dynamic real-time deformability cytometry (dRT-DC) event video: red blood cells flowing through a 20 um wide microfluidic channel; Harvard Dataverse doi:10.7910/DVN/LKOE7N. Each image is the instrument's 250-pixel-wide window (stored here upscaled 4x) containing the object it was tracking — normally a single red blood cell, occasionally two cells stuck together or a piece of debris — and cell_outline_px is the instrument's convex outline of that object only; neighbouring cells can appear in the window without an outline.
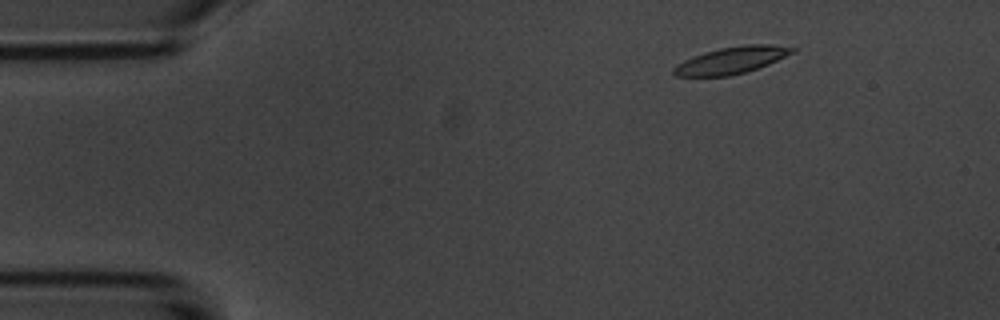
{"species": "common noctule bat (a hibernating species)", "species_latin": "Nyctalus noctula", "temperature_condition": "room temperature", "stored_images_in_passage": 4, "camera_frame_rate_fps": 3000, "um_per_image_px": 0.085, "animal": {"sex": "male", "body_mass_g": 20.1, "forearm_length_mm": 53.5}, "frame": {"image": 1, "passage_image": 2, "time_ms": 1.0, "image_size_px": [1000, 320], "cell_outline_px": [[796, 52], [768, 64], [744, 72], [728, 76], [676, 76], [672, 72], [672, 68], [676, 64], [692, 56], [704, 52], [720, 48], [748, 44], [772, 44], [796, 48]], "centroid_in_image_um": [62.17, 5.11], "position_along_channel_um": 22.8, "area_um2": 18.55}}
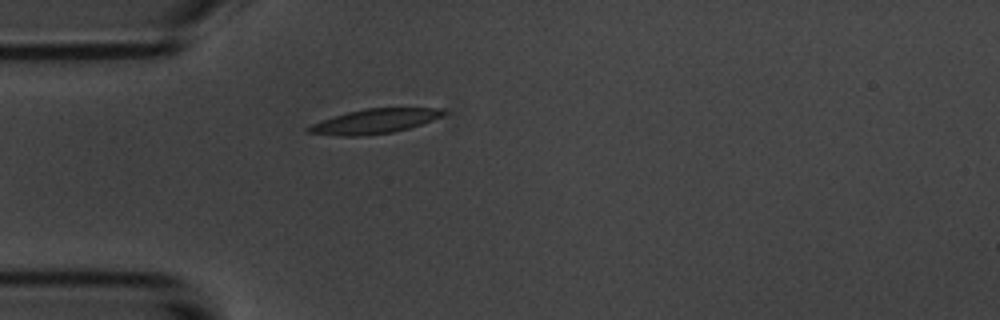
{"frame": {"image": 2, "passage_image": 4, "time_ms": 3.667, "image_size_px": [1000, 320], "cell_outline_px": [[448, 112], [432, 120], [408, 128], [392, 132], [360, 136], [340, 136], [308, 132], [304, 128], [312, 124], [348, 112], [364, 108], [444, 108]], "centroid_in_image_um": [31.85, 10.3], "position_along_channel_um": 53.1, "area_um2": 19.02}}